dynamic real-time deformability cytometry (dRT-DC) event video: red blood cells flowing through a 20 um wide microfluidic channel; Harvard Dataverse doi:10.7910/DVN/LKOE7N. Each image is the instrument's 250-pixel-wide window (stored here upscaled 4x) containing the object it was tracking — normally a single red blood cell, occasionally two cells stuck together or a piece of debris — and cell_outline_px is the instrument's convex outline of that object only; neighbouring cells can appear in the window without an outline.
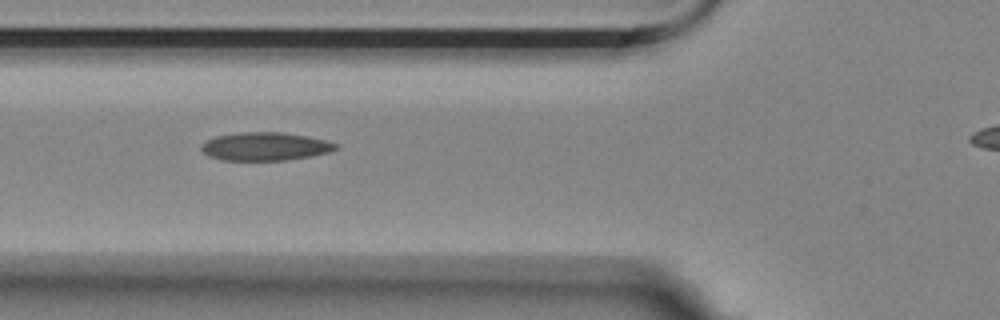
{"species": "Egyptian fruit bat (a non-hibernating species)", "species_latin": "Rousettus aegyptiacus", "temperature_condition": "room temperature", "stored_images_in_passage": 6, "camera_frame_rate_fps": 3000, "um_per_image_px": 0.085, "animal": {"sex": "female"}, "frame": {"image": 1, "passage_image": 3, "time_ms": 0.667, "image_size_px": [1000, 320], "cell_outline_px": [[340, 148], [328, 152], [308, 156], [284, 160], [220, 160], [208, 156], [200, 148], [208, 140], [216, 136], [240, 132], [284, 132], [308, 136], [340, 144]], "centroid_in_image_um": [22.56, 12.44], "position_along_channel_um": 103.2, "area_um2": 22.02}}
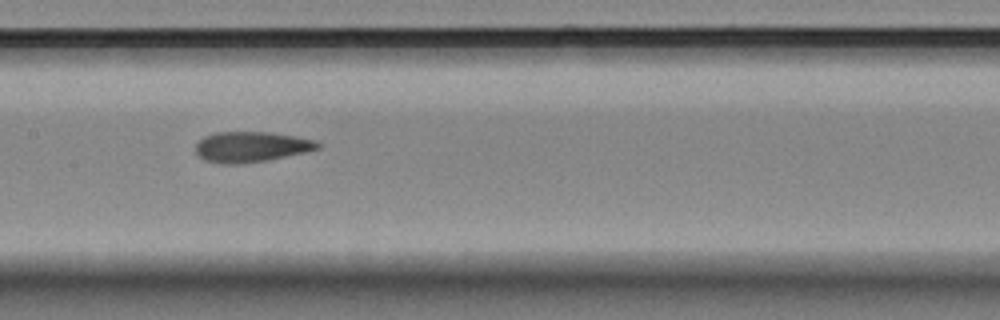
{"frame": {"image": 2, "passage_image": 5, "time_ms": 1.333, "image_size_px": [1000, 320], "cell_outline_px": [[320, 148], [308, 152], [268, 160], [244, 164], [220, 164], [204, 160], [196, 156], [196, 144], [204, 136], [216, 132], [268, 132], [316, 140], [320, 144]], "centroid_in_image_um": [21.33, 12.5], "position_along_channel_um": 186.1, "area_um2": 21.91}}
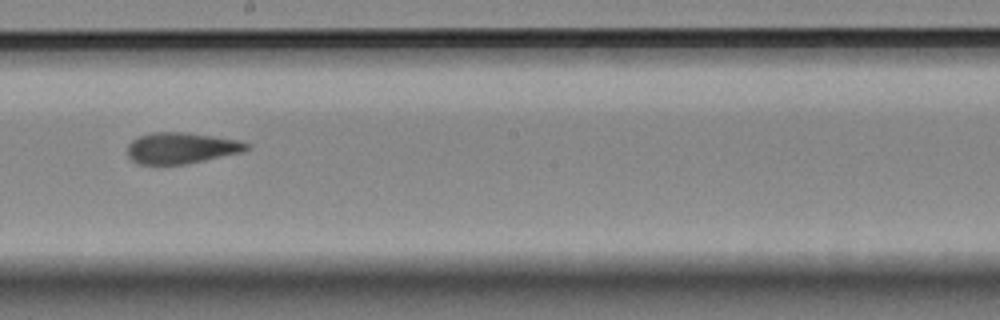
{"frame": {"image": 3, "passage_image": 6, "time_ms": 1.667, "image_size_px": [1000, 320], "cell_outline_px": [[252, 148], [244, 152], [184, 164], [136, 164], [128, 156], [128, 144], [132, 140], [140, 136], [152, 132], [184, 132], [240, 140], [252, 144]], "centroid_in_image_um": [15.46, 12.58], "position_along_channel_um": 232.7, "area_um2": 21.73}}